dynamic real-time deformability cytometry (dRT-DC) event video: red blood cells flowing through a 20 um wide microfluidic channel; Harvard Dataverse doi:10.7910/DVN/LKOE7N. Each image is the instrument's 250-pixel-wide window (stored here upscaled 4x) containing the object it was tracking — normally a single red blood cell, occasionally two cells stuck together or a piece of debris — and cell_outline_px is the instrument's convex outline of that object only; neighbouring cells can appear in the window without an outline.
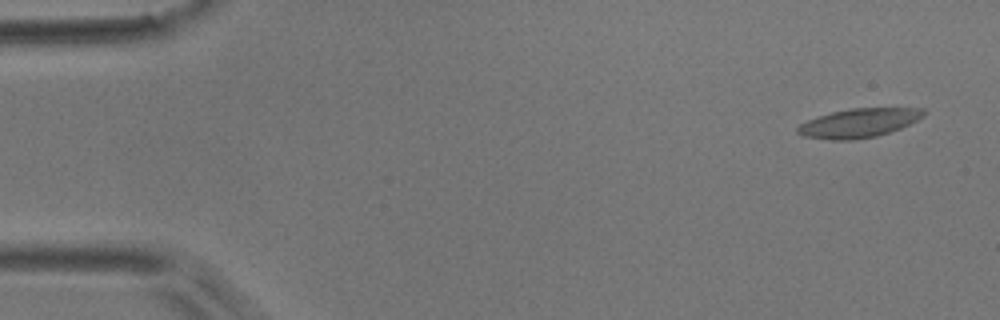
{"species": "common noctule bat (a hibernating species)", "species_latin": "Nyctalus noctula", "temperature_condition": "room temperature", "stored_images_in_passage": 5, "camera_frame_rate_fps": 3000, "um_per_image_px": 0.085, "animal": {"sex": "male", "body_mass_g": 17.9}, "frame": {"image": 1, "passage_image": 1, "time_ms": 0.0, "image_size_px": [1000, 320], "cell_outline_px": [[928, 112], [924, 116], [900, 128], [876, 136], [852, 140], [832, 140], [804, 136], [796, 132], [796, 128], [800, 124], [808, 120], [832, 112], [852, 108], [924, 108]], "centroid_in_image_um": [73.01, 10.45], "position_along_channel_um": 12.0, "area_um2": 21.1}}
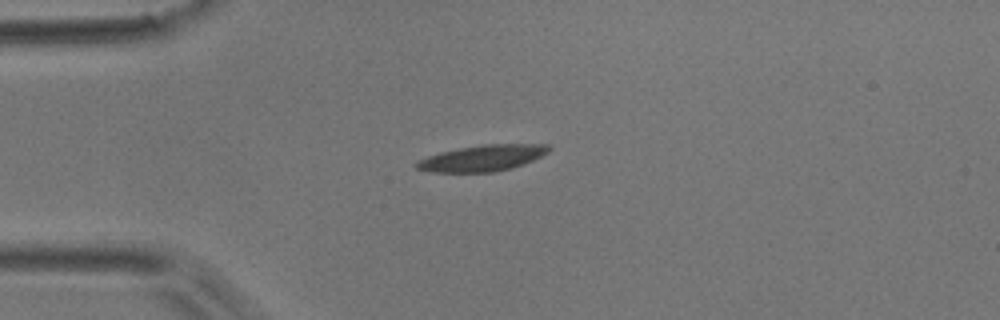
{"frame": {"image": 2, "passage_image": 4, "time_ms": 3.667, "image_size_px": [1000, 320], "cell_outline_px": [[552, 148], [548, 152], [524, 164], [512, 168], [492, 172], [432, 172], [416, 168], [412, 164], [416, 160], [440, 152], [460, 148], [484, 144], [548, 144]], "centroid_in_image_um": [40.98, 13.44], "position_along_channel_um": 44.0, "area_um2": 20.17}}